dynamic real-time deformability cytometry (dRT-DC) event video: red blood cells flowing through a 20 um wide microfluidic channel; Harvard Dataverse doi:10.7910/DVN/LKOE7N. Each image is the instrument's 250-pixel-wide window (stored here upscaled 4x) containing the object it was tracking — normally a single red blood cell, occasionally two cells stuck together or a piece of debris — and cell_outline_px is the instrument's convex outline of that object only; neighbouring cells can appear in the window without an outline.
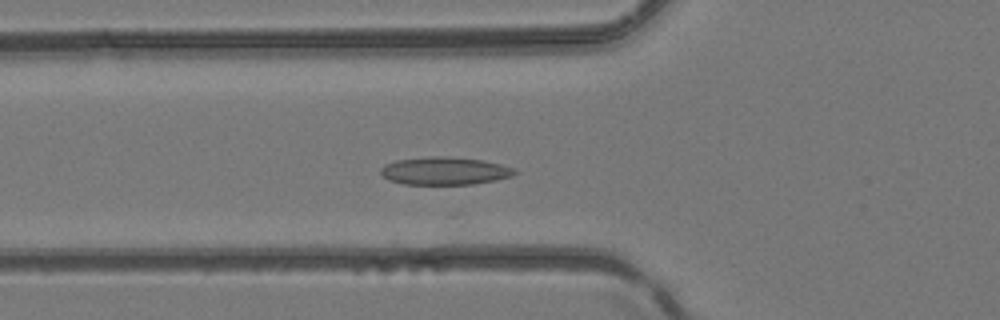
{"species": "common noctule bat (a hibernating species)", "species_latin": "Nyctalus noctula", "temperature_condition": "room temperature", "stored_images_in_passage": 3, "camera_frame_rate_fps": 3000, "um_per_image_px": 0.085, "animal": {"sex": "female", "body_mass_g": 24.6, "forearm_length_mm": 56.2}, "frame": {"image": 1, "passage_image": 3, "time_ms": 0.667, "image_size_px": [1000, 320], "cell_outline_px": [[516, 172], [512, 176], [496, 180], [472, 184], [404, 184], [388, 180], [380, 172], [380, 168], [384, 164], [396, 160], [428, 156], [444, 156], [484, 160], [516, 168]], "centroid_in_image_um": [37.79, 14.52], "position_along_channel_um": 88.0, "area_um2": 21.79}}